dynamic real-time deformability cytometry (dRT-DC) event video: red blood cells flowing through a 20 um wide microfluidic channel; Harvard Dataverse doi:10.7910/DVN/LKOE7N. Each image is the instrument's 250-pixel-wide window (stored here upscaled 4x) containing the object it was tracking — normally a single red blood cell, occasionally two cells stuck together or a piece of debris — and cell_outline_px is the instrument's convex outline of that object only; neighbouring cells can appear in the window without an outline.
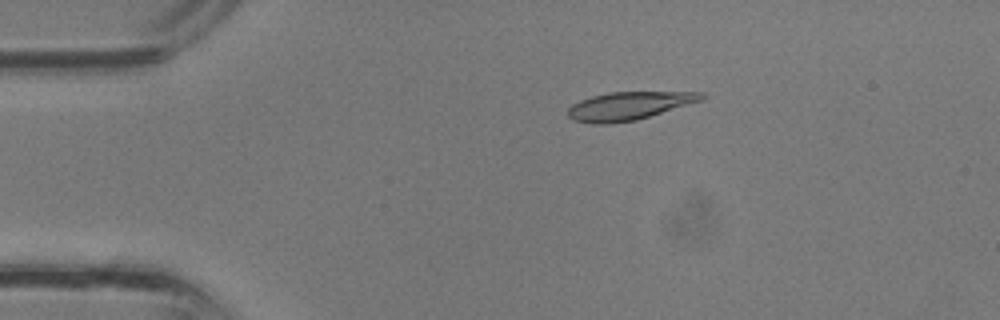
{"species": "common noctule bat (a hibernating species)", "species_latin": "Nyctalus noctula", "temperature_condition": "room temperature", "stored_images_in_passage": 36, "camera_frame_rate_fps": 3000, "um_per_image_px": 0.085, "animal": {"sex": "male", "body_mass_g": 13.3}, "frame": {"image": 1, "passage_image": 7, "time_ms": 2.0, "image_size_px": [1000, 320], "cell_outline_px": [[708, 96], [704, 100], [636, 120], [608, 124], [592, 124], [576, 120], [568, 116], [568, 108], [572, 104], [580, 100], [592, 96], [608, 92], [704, 92]], "centroid_in_image_um": [53.5, 8.99], "position_along_channel_um": 31.5, "area_um2": 21.96}}
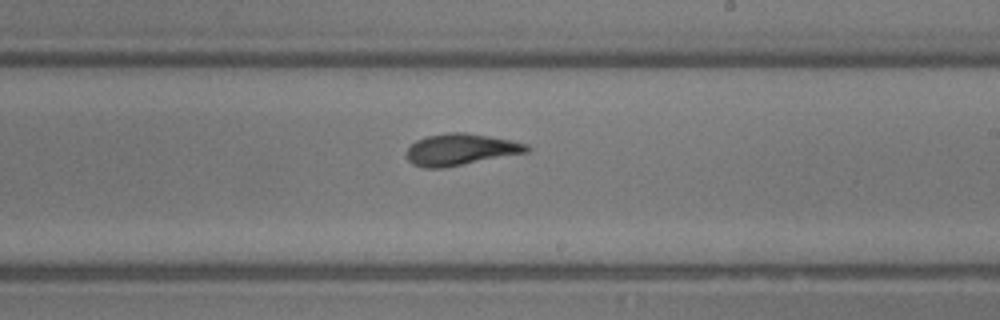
{"frame": {"image": 2, "passage_image": 21, "time_ms": 6.667, "image_size_px": [1000, 320], "cell_outline_px": [[532, 148], [528, 152], [444, 168], [424, 168], [412, 164], [408, 160], [404, 152], [416, 140], [428, 136], [448, 132], [464, 132], [512, 140], [528, 144]], "centroid_in_image_um": [39.14, 12.71], "position_along_channel_um": 249.9, "area_um2": 22.25}}
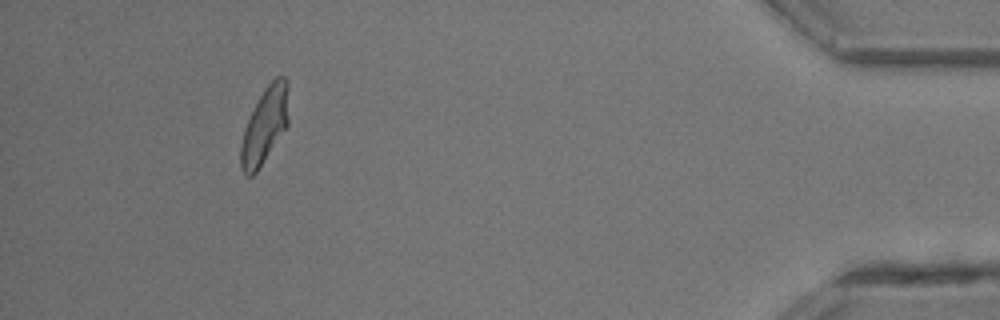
{"frame": {"image": 3, "passage_image": 33, "time_ms": 10.667, "image_size_px": [1000, 320], "cell_outline_px": [[288, 124], [256, 172], [252, 176], [244, 176], [240, 168], [240, 144], [244, 128], [264, 88], [276, 76], [284, 76], [288, 80]], "centroid_in_image_um": [22.49, 10.67], "position_along_channel_um": 412.7, "area_um2": 21.1}}